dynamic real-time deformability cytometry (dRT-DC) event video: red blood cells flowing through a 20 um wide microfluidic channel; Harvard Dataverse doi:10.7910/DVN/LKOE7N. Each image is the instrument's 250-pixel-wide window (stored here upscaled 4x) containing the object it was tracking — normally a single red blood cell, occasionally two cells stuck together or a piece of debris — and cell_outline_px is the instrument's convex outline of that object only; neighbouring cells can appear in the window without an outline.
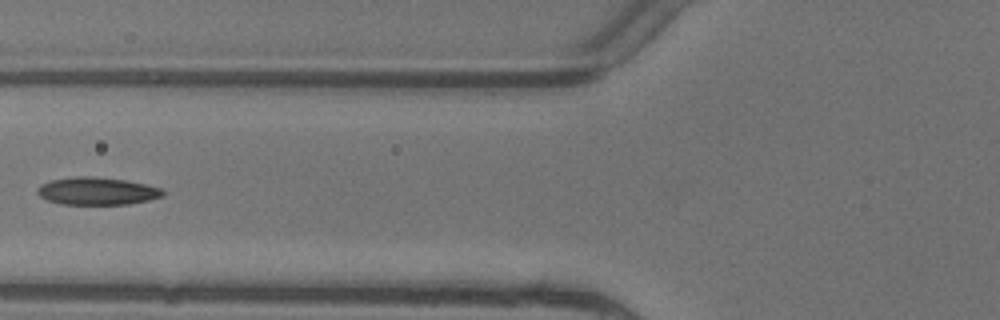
{"species": "common noctule bat (a hibernating species)", "species_latin": "Nyctalus noctula", "temperature_condition": "warm", "stored_images_in_passage": 6, "camera_frame_rate_fps": 3000, "um_per_image_px": 0.085, "animal": {"sex": "female"}, "frame": {"image": 1, "passage_image": 5, "time_ms": 1.333, "image_size_px": [1000, 320], "cell_outline_px": [[164, 196], [148, 200], [128, 204], [60, 204], [48, 200], [40, 196], [36, 192], [40, 184], [52, 180], [76, 176], [92, 176], [124, 180], [144, 184], [160, 188], [164, 192]], "centroid_in_image_um": [8.23, 16.24], "position_along_channel_um": 117.6, "area_um2": 20.0}}
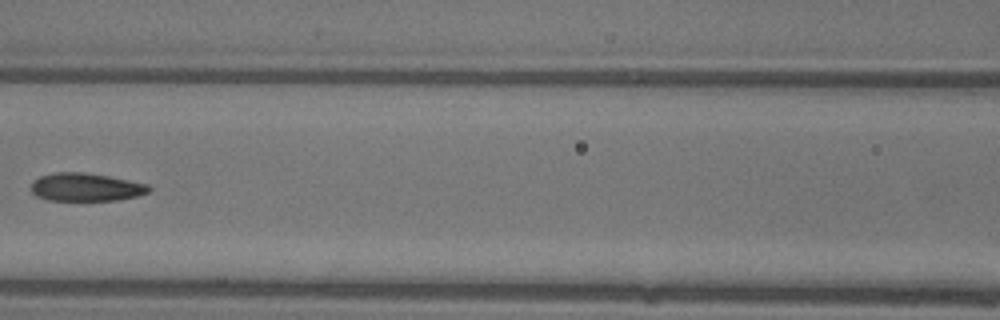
{"frame": {"image": 2, "passage_image": 6, "time_ms": 1.667, "image_size_px": [1000, 320], "cell_outline_px": [[152, 188], [148, 192], [136, 196], [116, 200], [48, 200], [36, 196], [32, 192], [32, 180], [40, 176], [56, 172], [84, 172], [108, 176], [148, 184]], "centroid_in_image_um": [7.28, 15.9], "position_along_channel_um": 159.3, "area_um2": 19.19}}